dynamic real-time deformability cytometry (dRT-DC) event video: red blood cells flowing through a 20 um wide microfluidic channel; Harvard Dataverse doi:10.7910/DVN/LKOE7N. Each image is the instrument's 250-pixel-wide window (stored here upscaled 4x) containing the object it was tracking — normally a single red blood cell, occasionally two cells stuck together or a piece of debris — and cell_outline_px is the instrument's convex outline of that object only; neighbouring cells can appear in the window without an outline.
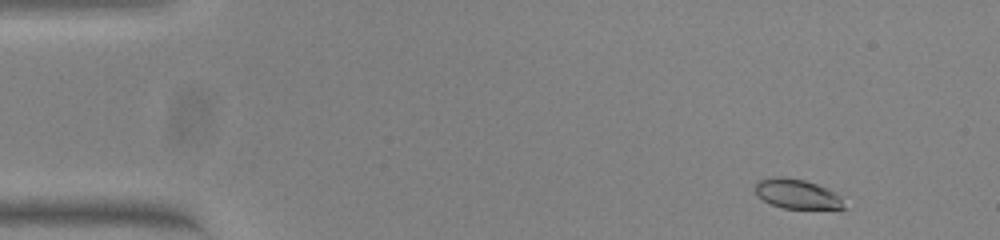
{"species": "common noctule bat (a hibernating species)", "species_latin": "Nyctalus noctula", "temperature_condition": "warm", "stored_images_in_passage": 52, "camera_frame_rate_fps": 3000, "um_per_image_px": 0.085, "animal": {"sex": "female", "body_mass_g": 23.0, "forearm_length_mm": 53.4}, "frame": {"image": 1, "passage_image": 3, "time_ms": 0.667, "image_size_px": [1000, 240], "cell_outline_px": [[848, 208], [784, 208], [772, 204], [764, 200], [756, 192], [756, 184], [760, 180], [776, 176], [780, 176], [804, 180], [828, 188], [836, 192], [840, 196]], "centroid_in_image_um": [67.8, 16.48], "position_along_channel_um": 17.2, "area_um2": 15.09}}
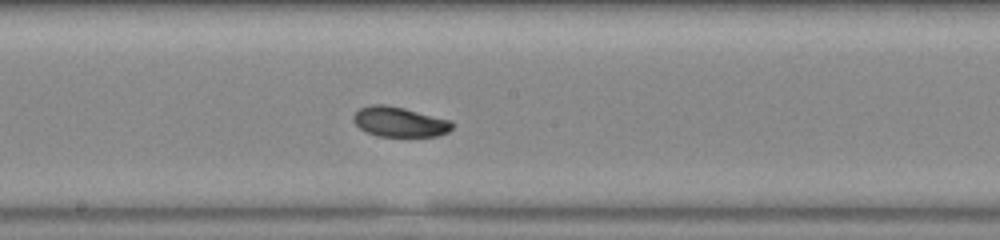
{"frame": {"image": 2, "passage_image": 27, "time_ms": 8.667, "image_size_px": [1000, 240], "cell_outline_px": [[452, 128], [448, 132], [436, 136], [380, 136], [368, 132], [360, 128], [352, 120], [352, 116], [360, 108], [372, 104], [384, 104], [404, 108], [452, 120]], "centroid_in_image_um": [33.96, 10.35], "position_along_channel_um": 214.2, "area_um2": 17.17}}
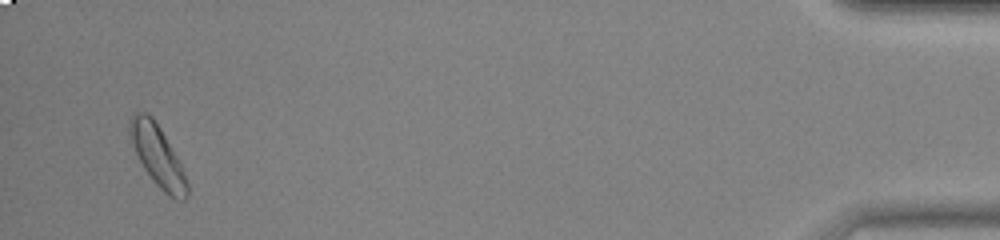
{"frame": {"image": 3, "passage_image": 50, "time_ms": 16.333, "image_size_px": [1000, 240], "cell_outline_px": [[188, 196], [184, 200], [176, 200], [168, 196], [156, 184], [144, 168], [136, 152], [128, 132], [128, 120], [136, 112], [144, 112], [152, 116], [160, 128], [176, 156], [184, 172], [188, 184]], "centroid_in_image_um": [13.39, 13.25], "position_along_channel_um": 421.8, "area_um2": 20.06}, "authors_computed_cell_mechanics": {"area_um2": 17.5134, "velocity_mm_per_s": 3.7853, "shape_relaxation_time_tau1_ms": 4.7636, "shape_relaxation_time_tau2_ms": null, "deformation_change_tau1": 0.1561, "deformation_change_tau2": null}}